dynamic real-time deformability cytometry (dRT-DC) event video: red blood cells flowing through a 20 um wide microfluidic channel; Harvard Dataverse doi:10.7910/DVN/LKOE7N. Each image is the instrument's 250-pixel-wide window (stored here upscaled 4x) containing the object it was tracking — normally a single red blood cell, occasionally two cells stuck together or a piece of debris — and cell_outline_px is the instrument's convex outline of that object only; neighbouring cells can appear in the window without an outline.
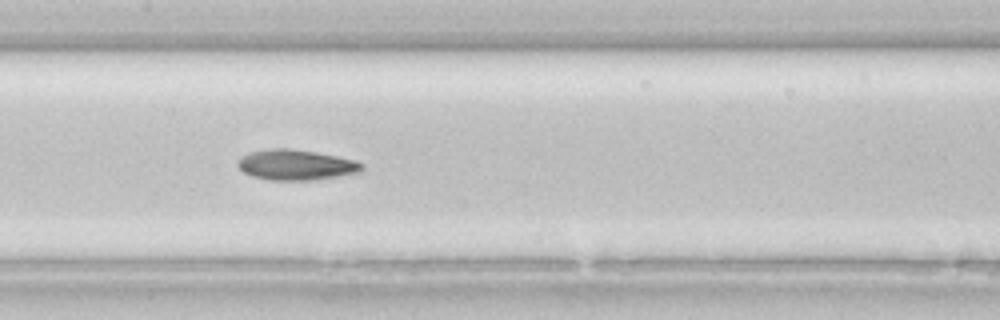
{"species": "common noctule bat (a hibernating species)", "species_latin": "Nyctalus noctula", "temperature_condition": "room temperature", "stored_images_in_passage": 18, "camera_frame_rate_fps": 3000, "um_per_image_px": 0.085, "animal": {"sex": "female", "body_mass_g": 22.7, "forearm_length_mm": 54.2}, "frame": {"image": 1, "passage_image": 13, "time_ms": 4.0, "image_size_px": [1000, 320], "cell_outline_px": [[364, 168], [360, 172], [312, 180], [272, 180], [252, 176], [244, 172], [236, 164], [248, 152], [268, 148], [288, 148], [316, 152], [356, 160], [364, 164]], "centroid_in_image_um": [25.17, 14.0], "position_along_channel_um": 182.2, "area_um2": 21.91}}